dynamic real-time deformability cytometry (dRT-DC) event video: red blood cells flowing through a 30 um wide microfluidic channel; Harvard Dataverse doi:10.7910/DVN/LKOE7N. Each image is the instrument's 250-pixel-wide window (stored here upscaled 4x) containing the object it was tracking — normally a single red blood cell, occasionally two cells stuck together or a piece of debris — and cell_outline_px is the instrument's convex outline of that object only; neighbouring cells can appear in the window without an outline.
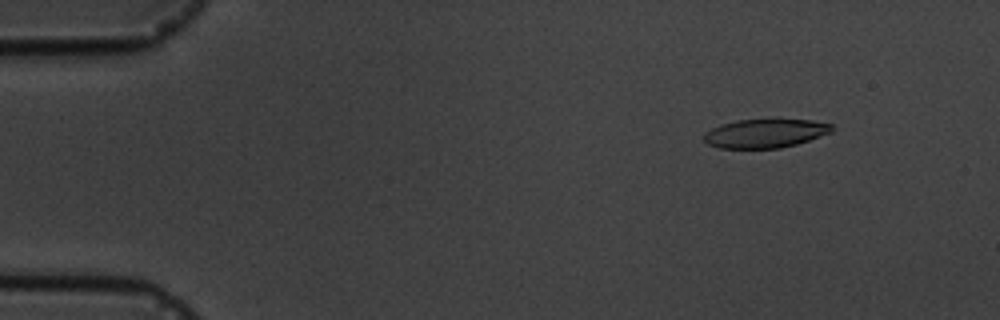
{"species": "common noctule bat (a hibernating species)", "species_latin": "Nyctalus noctula", "temperature_condition": "cold", "stored_images_in_passage": 5, "camera_frame_rate_fps": 3000, "um_per_image_px": 0.085, "animal": {"sex": "male", "body_mass_g": 19.5, "forearm_length_mm": 54.6}, "frame": {"image": 1, "passage_image": 2, "time_ms": 1.333, "image_size_px": [1000, 320], "cell_outline_px": [[836, 128], [832, 132], [796, 144], [780, 148], [720, 148], [708, 144], [704, 140], [704, 132], [712, 128], [736, 120], [812, 120], [832, 124]], "centroid_in_image_um": [65.06, 11.34], "position_along_channel_um": 19.9, "area_um2": 21.27}}
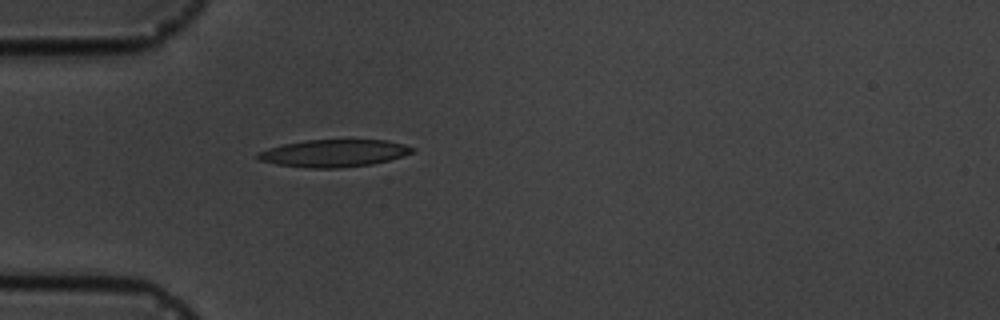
{"frame": {"image": 2, "passage_image": 5, "time_ms": 4.667, "image_size_px": [1000, 320], "cell_outline_px": [[416, 152], [388, 160], [372, 164], [340, 168], [308, 168], [276, 164], [260, 160], [256, 156], [260, 152], [268, 148], [284, 144], [304, 140], [388, 140], [404, 144], [416, 148]], "centroid_in_image_um": [28.43, 13.02], "position_along_channel_um": 56.6, "area_um2": 24.62}}